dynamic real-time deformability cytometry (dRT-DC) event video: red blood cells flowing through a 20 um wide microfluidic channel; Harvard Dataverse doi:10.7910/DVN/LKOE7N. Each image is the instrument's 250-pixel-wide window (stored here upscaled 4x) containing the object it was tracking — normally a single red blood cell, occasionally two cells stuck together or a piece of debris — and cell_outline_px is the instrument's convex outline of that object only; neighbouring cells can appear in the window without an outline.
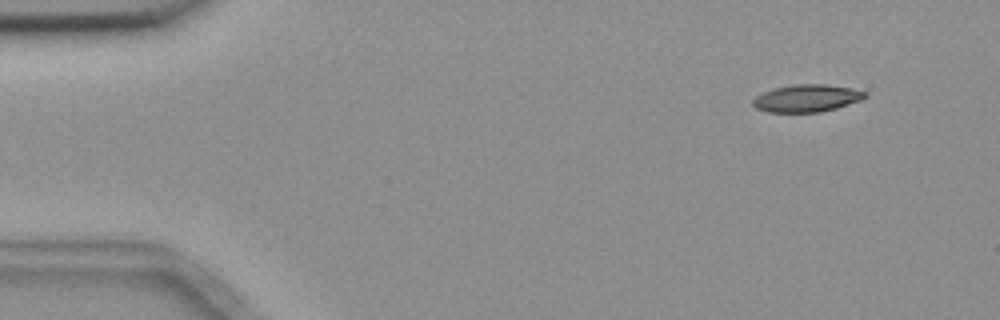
{"species": "common noctule bat (a hibernating species)", "species_latin": "Nyctalus noctula", "temperature_condition": "room temperature", "stored_images_in_passage": 7, "camera_frame_rate_fps": 3000, "um_per_image_px": 0.085, "animal": {"sex": "female", "body_mass_g": 18.4}, "frame": {"image": 1, "passage_image": 2, "time_ms": 1.0, "image_size_px": [1000, 320], "cell_outline_px": [[868, 96], [864, 100], [836, 108], [820, 112], [768, 112], [756, 108], [752, 104], [752, 100], [756, 96], [764, 92], [776, 88], [796, 84], [824, 84], [852, 88], [868, 92]], "centroid_in_image_um": [68.64, 8.35], "position_along_channel_um": 16.4, "area_um2": 17.98}}
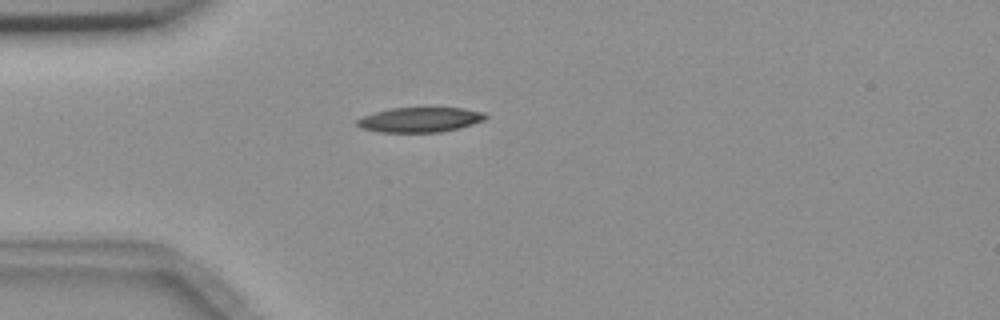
{"frame": {"image": 2, "passage_image": 4, "time_ms": 4.333, "image_size_px": [1000, 320], "cell_outline_px": [[488, 116], [484, 120], [460, 128], [440, 132], [380, 132], [360, 128], [356, 124], [356, 120], [364, 116], [376, 112], [392, 108], [464, 108], [484, 112]], "centroid_in_image_um": [35.71, 10.18], "position_along_channel_um": 49.3, "area_um2": 18.55}}
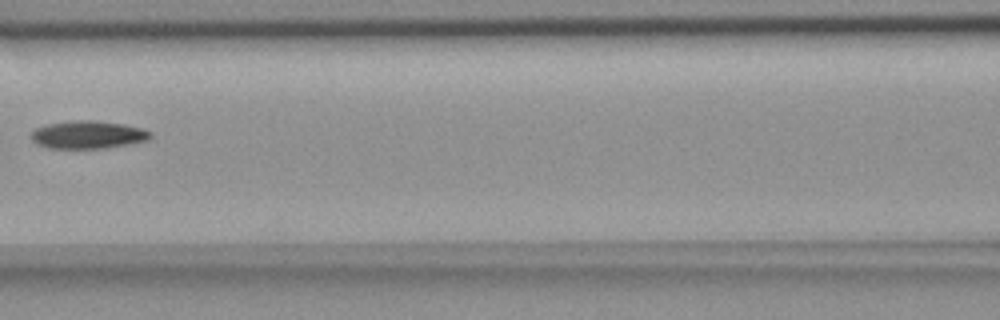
{"frame": {"image": 3, "passage_image": 7, "time_ms": 7.667, "image_size_px": [1000, 320], "cell_outline_px": [[152, 136], [148, 140], [132, 144], [108, 148], [48, 148], [36, 144], [28, 136], [36, 128], [48, 124], [76, 120], [88, 120], [124, 124], [140, 128], [152, 132]], "centroid_in_image_um": [7.48, 11.46], "position_along_channel_um": 159.1, "area_um2": 19.42}}